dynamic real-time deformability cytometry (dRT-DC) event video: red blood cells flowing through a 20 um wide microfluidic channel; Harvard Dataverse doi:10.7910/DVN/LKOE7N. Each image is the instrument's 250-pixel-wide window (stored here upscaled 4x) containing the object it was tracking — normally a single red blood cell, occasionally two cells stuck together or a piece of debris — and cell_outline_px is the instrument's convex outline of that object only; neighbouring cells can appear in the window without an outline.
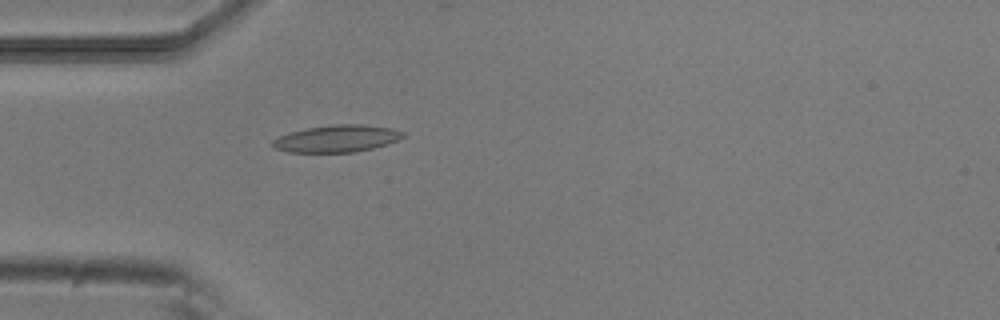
{"species": "common noctule bat (a hibernating species)", "species_latin": "Nyctalus noctula", "temperature_condition": "room temperature", "stored_images_in_passage": 51, "camera_frame_rate_fps": 3000, "um_per_image_px": 0.085, "animal": {"sex": "male", "body_mass_g": 20.5, "forearm_length_mm": 52.5}, "frame": {"image": 1, "passage_image": 14, "time_ms": 4.333, "image_size_px": [1000, 320], "cell_outline_px": [[404, 136], [388, 144], [356, 152], [288, 152], [272, 148], [272, 140], [280, 136], [292, 132], [308, 128], [332, 124], [360, 124], [392, 128], [404, 132]], "centroid_in_image_um": [28.62, 11.78], "position_along_channel_um": 56.4, "area_um2": 20.46}}
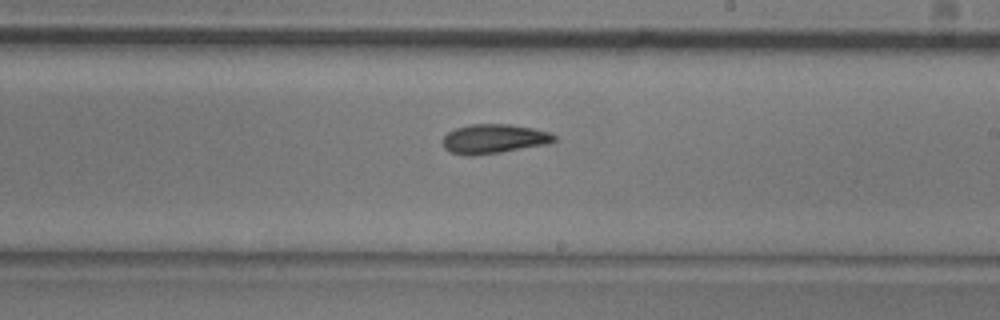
{"frame": {"image": 2, "passage_image": 29, "time_ms": 9.333, "image_size_px": [1000, 320], "cell_outline_px": [[556, 140], [544, 144], [500, 152], [472, 156], [468, 156], [448, 152], [444, 148], [444, 136], [448, 132], [456, 128], [468, 124], [508, 124], [532, 128], [548, 132], [556, 136]], "centroid_in_image_um": [41.92, 11.8], "position_along_channel_um": 247.1, "area_um2": 18.84}}
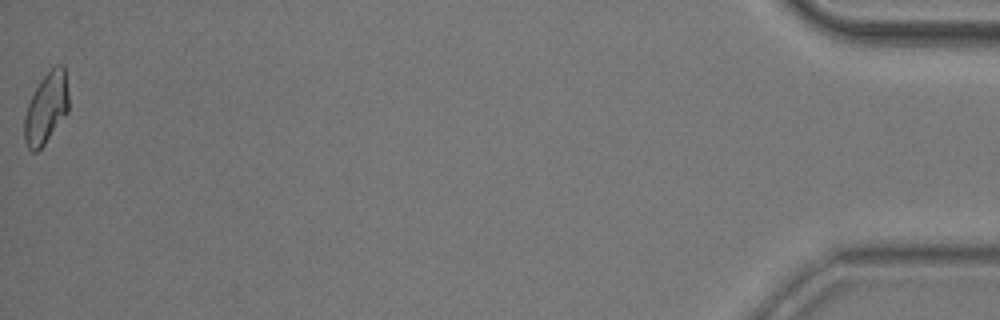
{"frame": {"image": 3, "passage_image": 51, "time_ms": 16.667, "image_size_px": [1000, 320], "cell_outline_px": [[68, 112], [44, 144], [36, 152], [32, 152], [28, 148], [24, 140], [24, 120], [28, 104], [40, 80], [56, 64], [60, 64], [64, 68], [68, 92]], "centroid_in_image_um": [3.93, 9.21], "position_along_channel_um": 431.3, "area_um2": 18.03}, "authors_computed_cell_mechanics": {"area_um2": 18.8428, "velocity_mm_per_s": 3.8784, "shape_relaxation_time_tau1_ms": 6.9832, "shape_relaxation_time_tau2_ms": 7.3983, "deformation_change_tau1": 0.1615, "deformation_change_tau2": 0.1486}}